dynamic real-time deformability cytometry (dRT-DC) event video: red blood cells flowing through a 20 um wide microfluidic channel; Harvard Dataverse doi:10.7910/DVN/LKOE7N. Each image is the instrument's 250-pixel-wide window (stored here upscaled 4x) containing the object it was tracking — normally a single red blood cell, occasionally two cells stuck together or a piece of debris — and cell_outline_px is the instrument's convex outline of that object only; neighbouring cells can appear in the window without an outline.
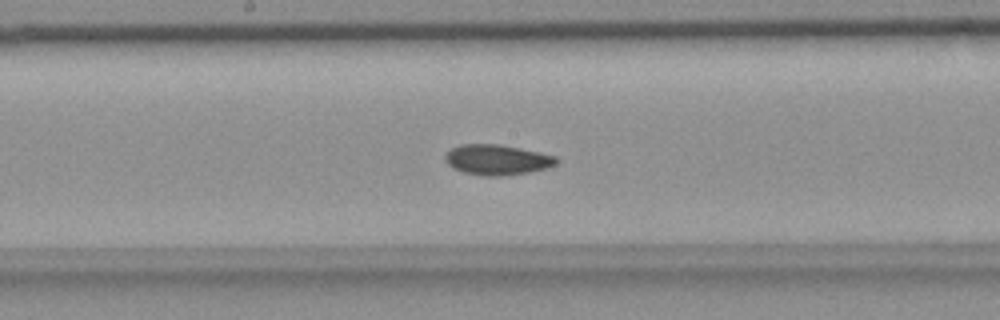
{"species": "common noctule bat (a hibernating species)", "species_latin": "Nyctalus noctula", "temperature_condition": "room temperature", "stored_images_in_passage": 40, "camera_frame_rate_fps": 3000, "um_per_image_px": 0.085, "animal": {"sex": "female", "body_mass_g": 18.4}, "frame": {"image": 1, "passage_image": 13, "time_ms": 4.0, "image_size_px": [1000, 320], "cell_outline_px": [[560, 160], [556, 164], [532, 172], [500, 176], [484, 176], [464, 172], [452, 168], [444, 160], [444, 156], [452, 148], [460, 144], [500, 144], [540, 152], [556, 156]], "centroid_in_image_um": [42.25, 13.58], "position_along_channel_um": 205.9, "area_um2": 19.77}}
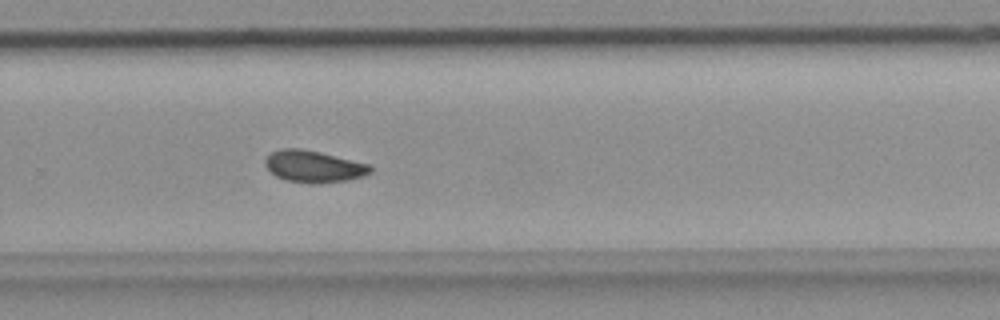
{"frame": {"image": 2, "passage_image": 21, "time_ms": 6.667, "image_size_px": [1000, 320], "cell_outline_px": [[372, 172], [364, 176], [348, 180], [320, 184], [312, 184], [284, 180], [276, 176], [264, 164], [264, 160], [272, 152], [280, 148], [300, 148], [320, 152], [368, 164], [372, 168]], "centroid_in_image_um": [26.66, 14.16], "position_along_channel_um": 303.1, "area_um2": 19.59}}
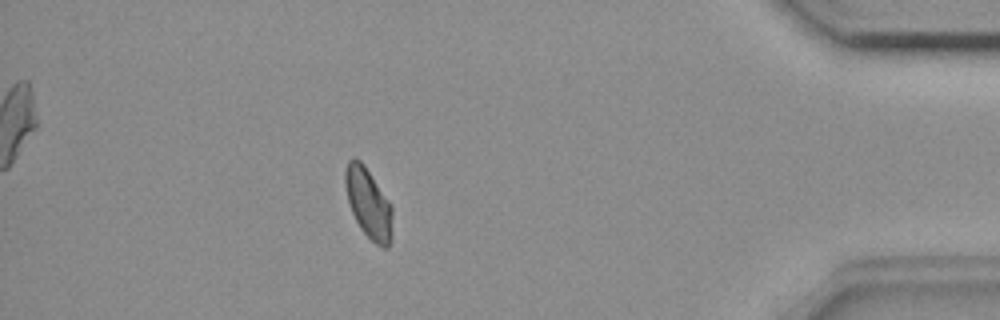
{"frame": {"image": 3, "passage_image": 33, "time_ms": 10.667, "image_size_px": [1000, 320], "cell_outline_px": [[392, 240], [388, 248], [384, 248], [376, 244], [360, 228], [352, 212], [348, 200], [344, 184], [344, 172], [348, 160], [360, 160], [364, 164], [392, 204]], "centroid_in_image_um": [31.34, 17.29], "position_along_channel_um": 403.9, "area_um2": 19.36}, "authors_computed_cell_mechanics": {"area_um2": 19.1029, "velocity_mm_per_s": 3.6477, "shape_relaxation_time_tau1_ms": null, "shape_relaxation_time_tau2_ms": 2.7019, "deformation_change_tau1": null, "deformation_change_tau2": 0.0561}}